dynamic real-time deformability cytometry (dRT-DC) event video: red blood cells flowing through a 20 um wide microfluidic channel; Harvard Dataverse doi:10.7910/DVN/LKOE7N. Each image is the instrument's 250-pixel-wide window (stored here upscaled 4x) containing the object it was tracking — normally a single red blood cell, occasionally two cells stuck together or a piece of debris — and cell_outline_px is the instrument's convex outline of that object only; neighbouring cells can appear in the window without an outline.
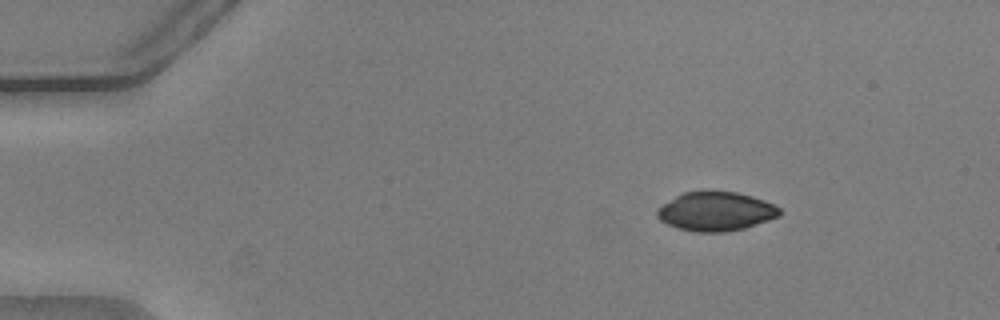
{"species": "common noctule bat (a hibernating species)", "species_latin": "Nyctalus noctula", "temperature_condition": "warm", "stored_images_in_passage": 47, "camera_frame_rate_fps": 3000, "um_per_image_px": 0.085, "animal": {"sex": "male", "body_mass_g": 20.5, "forearm_length_mm": 52.5}, "frame": {"image": 1, "passage_image": 1, "time_ms": 0.0, "image_size_px": [1000, 320], "cell_outline_px": [[780, 216], [744, 228], [728, 232], [692, 232], [676, 228], [660, 220], [656, 216], [656, 208], [676, 196], [684, 192], [736, 192], [752, 196], [764, 200], [780, 208]], "centroid_in_image_um": [60.82, 17.99], "position_along_channel_um": 24.2, "area_um2": 27.74}}
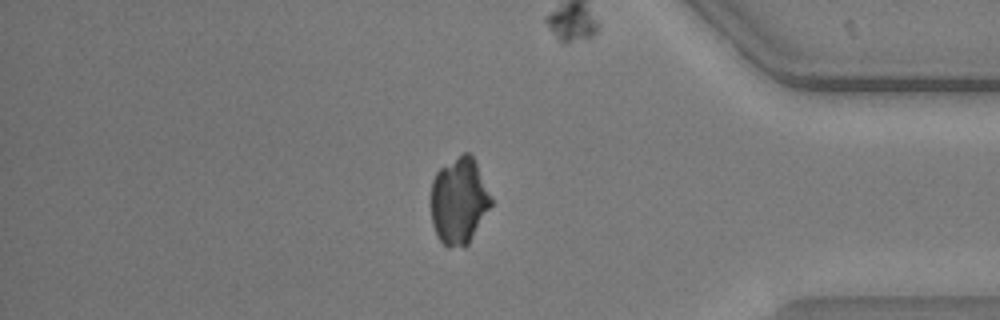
{"frame": {"image": 2, "passage_image": 39, "time_ms": 12.667, "image_size_px": [1000, 320], "cell_outline_px": [[492, 204], [468, 244], [464, 248], [448, 248], [436, 236], [432, 224], [432, 180], [436, 172], [440, 168], [464, 152], [468, 152], [472, 156], [492, 196]], "centroid_in_image_um": [39.01, 17.11], "position_along_channel_um": 396.2, "area_um2": 30.23}}
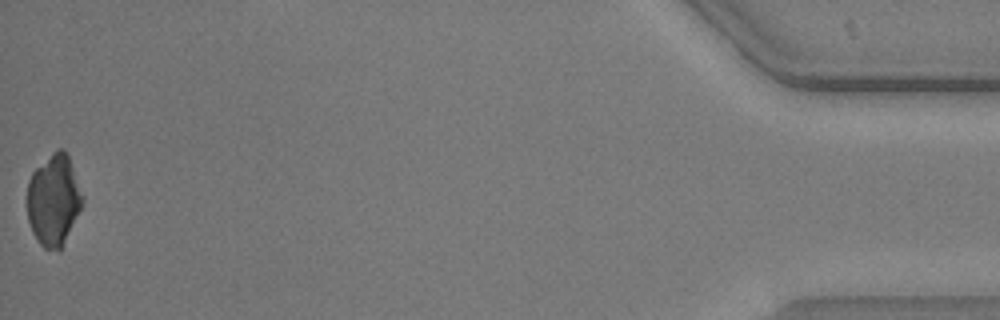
{"frame": {"image": 3, "passage_image": 47, "time_ms": 15.333, "image_size_px": [1000, 320], "cell_outline_px": [[84, 204], [60, 252], [44, 248], [40, 244], [32, 232], [28, 220], [28, 180], [32, 172], [56, 148], [64, 148], [68, 156], [84, 196]], "centroid_in_image_um": [4.59, 17.02], "position_along_channel_um": 430.6, "area_um2": 29.71}}